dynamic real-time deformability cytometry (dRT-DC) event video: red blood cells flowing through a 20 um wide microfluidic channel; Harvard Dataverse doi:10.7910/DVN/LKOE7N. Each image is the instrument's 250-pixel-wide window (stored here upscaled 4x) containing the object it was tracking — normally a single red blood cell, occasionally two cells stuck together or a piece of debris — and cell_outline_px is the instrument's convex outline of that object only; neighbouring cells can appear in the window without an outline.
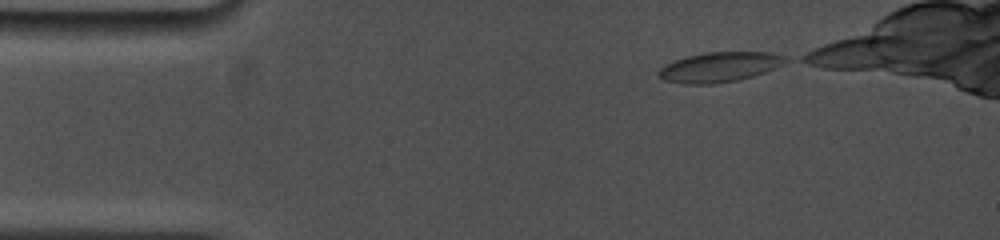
{"species": "common noctule bat (a hibernating species)", "species_latin": "Nyctalus noctula", "temperature_condition": "cold", "stored_images_in_passage": 9, "camera_frame_rate_fps": 5000, "um_per_image_px": 0.085, "animal": {"sex": "female", "body_mass_g": 19.0, "forearm_length_mm": 53.3}, "frame": {"image": 1, "passage_image": 1, "time_ms": 0.0, "image_size_px": [1000, 240], "cell_outline_px": [[792, 60], [784, 64], [764, 72], [752, 76], [736, 80], [712, 84], [684, 84], [664, 80], [656, 72], [664, 64], [688, 56], [704, 52], [772, 52], [788, 56]], "centroid_in_image_um": [61.2, 5.68], "position_along_channel_um": 23.8, "area_um2": 22.25}}